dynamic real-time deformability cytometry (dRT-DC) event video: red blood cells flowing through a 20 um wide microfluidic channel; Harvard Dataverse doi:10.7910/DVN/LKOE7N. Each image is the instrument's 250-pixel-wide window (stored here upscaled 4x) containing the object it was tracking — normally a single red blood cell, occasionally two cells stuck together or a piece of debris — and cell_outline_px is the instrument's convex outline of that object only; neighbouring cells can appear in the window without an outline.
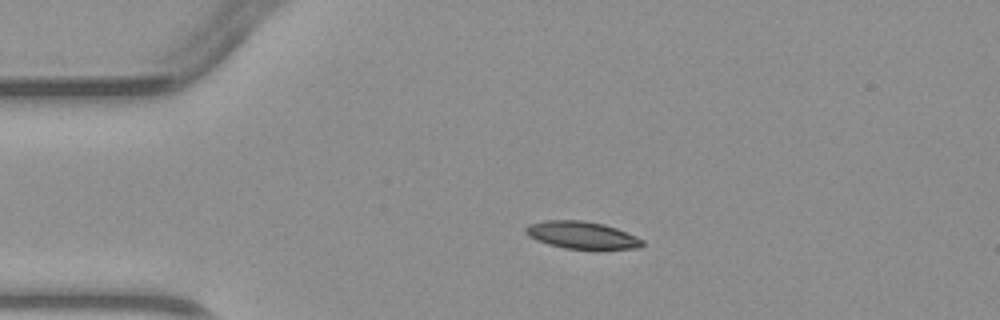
{"species": "common noctule bat (a hibernating species)", "species_latin": "Nyctalus noctula", "temperature_condition": "warm", "stored_images_in_passage": 3, "camera_frame_rate_fps": 3000, "um_per_image_px": 0.085, "animal": {"sex": "male", "body_mass_g": 23.1, "forearm_length_mm": 52.7}, "frame": {"image": 1, "passage_image": 2, "time_ms": 2.0, "image_size_px": [1000, 320], "cell_outline_px": [[644, 244], [640, 248], [564, 248], [548, 244], [536, 240], [528, 236], [524, 232], [524, 228], [528, 224], [544, 220], [584, 220], [604, 224], [616, 228], [636, 236], [644, 240]], "centroid_in_image_um": [49.41, 19.96], "position_along_channel_um": 35.6, "area_um2": 18.5}}